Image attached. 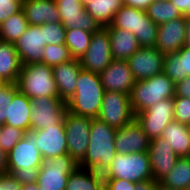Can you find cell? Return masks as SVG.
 Masks as SVG:
<instances>
[{
    "label": "cell",
    "mask_w": 190,
    "mask_h": 190,
    "mask_svg": "<svg viewBox=\"0 0 190 190\" xmlns=\"http://www.w3.org/2000/svg\"><path fill=\"white\" fill-rule=\"evenodd\" d=\"M155 190H176V189L167 187L166 185L162 184L161 182H157Z\"/></svg>",
    "instance_id": "51"
},
{
    "label": "cell",
    "mask_w": 190,
    "mask_h": 190,
    "mask_svg": "<svg viewBox=\"0 0 190 190\" xmlns=\"http://www.w3.org/2000/svg\"><path fill=\"white\" fill-rule=\"evenodd\" d=\"M80 2L85 7L87 4H89L90 2H92V0H80Z\"/></svg>",
    "instance_id": "53"
},
{
    "label": "cell",
    "mask_w": 190,
    "mask_h": 190,
    "mask_svg": "<svg viewBox=\"0 0 190 190\" xmlns=\"http://www.w3.org/2000/svg\"><path fill=\"white\" fill-rule=\"evenodd\" d=\"M186 28L185 15L159 25L155 47L164 55L177 53L185 44Z\"/></svg>",
    "instance_id": "19"
},
{
    "label": "cell",
    "mask_w": 190,
    "mask_h": 190,
    "mask_svg": "<svg viewBox=\"0 0 190 190\" xmlns=\"http://www.w3.org/2000/svg\"><path fill=\"white\" fill-rule=\"evenodd\" d=\"M30 107L31 99L20 92L14 83V97L9 104L8 116L4 125L19 128L25 132L30 131Z\"/></svg>",
    "instance_id": "25"
},
{
    "label": "cell",
    "mask_w": 190,
    "mask_h": 190,
    "mask_svg": "<svg viewBox=\"0 0 190 190\" xmlns=\"http://www.w3.org/2000/svg\"><path fill=\"white\" fill-rule=\"evenodd\" d=\"M7 173V154L0 147V174Z\"/></svg>",
    "instance_id": "48"
},
{
    "label": "cell",
    "mask_w": 190,
    "mask_h": 190,
    "mask_svg": "<svg viewBox=\"0 0 190 190\" xmlns=\"http://www.w3.org/2000/svg\"><path fill=\"white\" fill-rule=\"evenodd\" d=\"M8 84H9V83H8L6 80L0 78V91H1L2 89H4Z\"/></svg>",
    "instance_id": "52"
},
{
    "label": "cell",
    "mask_w": 190,
    "mask_h": 190,
    "mask_svg": "<svg viewBox=\"0 0 190 190\" xmlns=\"http://www.w3.org/2000/svg\"><path fill=\"white\" fill-rule=\"evenodd\" d=\"M94 180L98 190H108L112 175L110 166H105L100 162L94 164H78Z\"/></svg>",
    "instance_id": "34"
},
{
    "label": "cell",
    "mask_w": 190,
    "mask_h": 190,
    "mask_svg": "<svg viewBox=\"0 0 190 190\" xmlns=\"http://www.w3.org/2000/svg\"><path fill=\"white\" fill-rule=\"evenodd\" d=\"M23 0H0V24L22 10Z\"/></svg>",
    "instance_id": "41"
},
{
    "label": "cell",
    "mask_w": 190,
    "mask_h": 190,
    "mask_svg": "<svg viewBox=\"0 0 190 190\" xmlns=\"http://www.w3.org/2000/svg\"><path fill=\"white\" fill-rule=\"evenodd\" d=\"M36 148L43 158L68 154L65 126H50L36 131Z\"/></svg>",
    "instance_id": "21"
},
{
    "label": "cell",
    "mask_w": 190,
    "mask_h": 190,
    "mask_svg": "<svg viewBox=\"0 0 190 190\" xmlns=\"http://www.w3.org/2000/svg\"><path fill=\"white\" fill-rule=\"evenodd\" d=\"M24 180L13 174H0V190H21Z\"/></svg>",
    "instance_id": "42"
},
{
    "label": "cell",
    "mask_w": 190,
    "mask_h": 190,
    "mask_svg": "<svg viewBox=\"0 0 190 190\" xmlns=\"http://www.w3.org/2000/svg\"><path fill=\"white\" fill-rule=\"evenodd\" d=\"M165 55L156 47H140L127 61L136 81L163 72Z\"/></svg>",
    "instance_id": "16"
},
{
    "label": "cell",
    "mask_w": 190,
    "mask_h": 190,
    "mask_svg": "<svg viewBox=\"0 0 190 190\" xmlns=\"http://www.w3.org/2000/svg\"><path fill=\"white\" fill-rule=\"evenodd\" d=\"M36 131L25 132L24 137L7 154V173L32 180L42 164V155L36 148Z\"/></svg>",
    "instance_id": "2"
},
{
    "label": "cell",
    "mask_w": 190,
    "mask_h": 190,
    "mask_svg": "<svg viewBox=\"0 0 190 190\" xmlns=\"http://www.w3.org/2000/svg\"><path fill=\"white\" fill-rule=\"evenodd\" d=\"M146 13L148 17L158 26L183 16L170 0L152 2L147 8Z\"/></svg>",
    "instance_id": "33"
},
{
    "label": "cell",
    "mask_w": 190,
    "mask_h": 190,
    "mask_svg": "<svg viewBox=\"0 0 190 190\" xmlns=\"http://www.w3.org/2000/svg\"><path fill=\"white\" fill-rule=\"evenodd\" d=\"M29 26L23 10L10 16L0 24V40L15 43Z\"/></svg>",
    "instance_id": "31"
},
{
    "label": "cell",
    "mask_w": 190,
    "mask_h": 190,
    "mask_svg": "<svg viewBox=\"0 0 190 190\" xmlns=\"http://www.w3.org/2000/svg\"><path fill=\"white\" fill-rule=\"evenodd\" d=\"M44 24L29 25L27 30L14 43L22 65L41 63L44 56Z\"/></svg>",
    "instance_id": "15"
},
{
    "label": "cell",
    "mask_w": 190,
    "mask_h": 190,
    "mask_svg": "<svg viewBox=\"0 0 190 190\" xmlns=\"http://www.w3.org/2000/svg\"><path fill=\"white\" fill-rule=\"evenodd\" d=\"M66 29L61 23L44 24V42L50 45L65 44Z\"/></svg>",
    "instance_id": "38"
},
{
    "label": "cell",
    "mask_w": 190,
    "mask_h": 190,
    "mask_svg": "<svg viewBox=\"0 0 190 190\" xmlns=\"http://www.w3.org/2000/svg\"><path fill=\"white\" fill-rule=\"evenodd\" d=\"M175 95L190 98V76L176 83Z\"/></svg>",
    "instance_id": "43"
},
{
    "label": "cell",
    "mask_w": 190,
    "mask_h": 190,
    "mask_svg": "<svg viewBox=\"0 0 190 190\" xmlns=\"http://www.w3.org/2000/svg\"><path fill=\"white\" fill-rule=\"evenodd\" d=\"M25 131L9 125H2L0 135V147L6 152L9 151L24 137Z\"/></svg>",
    "instance_id": "37"
},
{
    "label": "cell",
    "mask_w": 190,
    "mask_h": 190,
    "mask_svg": "<svg viewBox=\"0 0 190 190\" xmlns=\"http://www.w3.org/2000/svg\"><path fill=\"white\" fill-rule=\"evenodd\" d=\"M104 28L109 33L113 59L128 60L140 48L137 37L132 32L114 28L111 24Z\"/></svg>",
    "instance_id": "24"
},
{
    "label": "cell",
    "mask_w": 190,
    "mask_h": 190,
    "mask_svg": "<svg viewBox=\"0 0 190 190\" xmlns=\"http://www.w3.org/2000/svg\"><path fill=\"white\" fill-rule=\"evenodd\" d=\"M91 123L92 119L89 117L75 115L68 111L64 114L68 155L78 164L87 152Z\"/></svg>",
    "instance_id": "10"
},
{
    "label": "cell",
    "mask_w": 190,
    "mask_h": 190,
    "mask_svg": "<svg viewBox=\"0 0 190 190\" xmlns=\"http://www.w3.org/2000/svg\"><path fill=\"white\" fill-rule=\"evenodd\" d=\"M149 143L150 139L135 119L130 124L116 130L115 147L117 153L147 152Z\"/></svg>",
    "instance_id": "20"
},
{
    "label": "cell",
    "mask_w": 190,
    "mask_h": 190,
    "mask_svg": "<svg viewBox=\"0 0 190 190\" xmlns=\"http://www.w3.org/2000/svg\"><path fill=\"white\" fill-rule=\"evenodd\" d=\"M162 1H167V0H153V2H162Z\"/></svg>",
    "instance_id": "54"
},
{
    "label": "cell",
    "mask_w": 190,
    "mask_h": 190,
    "mask_svg": "<svg viewBox=\"0 0 190 190\" xmlns=\"http://www.w3.org/2000/svg\"><path fill=\"white\" fill-rule=\"evenodd\" d=\"M1 131H2V125H0V135H1Z\"/></svg>",
    "instance_id": "55"
},
{
    "label": "cell",
    "mask_w": 190,
    "mask_h": 190,
    "mask_svg": "<svg viewBox=\"0 0 190 190\" xmlns=\"http://www.w3.org/2000/svg\"><path fill=\"white\" fill-rule=\"evenodd\" d=\"M21 62L14 43L0 40V78L16 83L21 71Z\"/></svg>",
    "instance_id": "28"
},
{
    "label": "cell",
    "mask_w": 190,
    "mask_h": 190,
    "mask_svg": "<svg viewBox=\"0 0 190 190\" xmlns=\"http://www.w3.org/2000/svg\"><path fill=\"white\" fill-rule=\"evenodd\" d=\"M163 72L175 84L190 76V47L184 45L177 53L165 54Z\"/></svg>",
    "instance_id": "26"
},
{
    "label": "cell",
    "mask_w": 190,
    "mask_h": 190,
    "mask_svg": "<svg viewBox=\"0 0 190 190\" xmlns=\"http://www.w3.org/2000/svg\"><path fill=\"white\" fill-rule=\"evenodd\" d=\"M156 183L153 179L137 182L135 186H130V190H155Z\"/></svg>",
    "instance_id": "47"
},
{
    "label": "cell",
    "mask_w": 190,
    "mask_h": 190,
    "mask_svg": "<svg viewBox=\"0 0 190 190\" xmlns=\"http://www.w3.org/2000/svg\"><path fill=\"white\" fill-rule=\"evenodd\" d=\"M174 121L190 124V98L174 96Z\"/></svg>",
    "instance_id": "39"
},
{
    "label": "cell",
    "mask_w": 190,
    "mask_h": 190,
    "mask_svg": "<svg viewBox=\"0 0 190 190\" xmlns=\"http://www.w3.org/2000/svg\"><path fill=\"white\" fill-rule=\"evenodd\" d=\"M136 183L122 180V179H111L108 190H130V186H135Z\"/></svg>",
    "instance_id": "44"
},
{
    "label": "cell",
    "mask_w": 190,
    "mask_h": 190,
    "mask_svg": "<svg viewBox=\"0 0 190 190\" xmlns=\"http://www.w3.org/2000/svg\"><path fill=\"white\" fill-rule=\"evenodd\" d=\"M112 60L109 33L101 27L93 33L88 49L79 59L80 65L82 69L99 74L109 66Z\"/></svg>",
    "instance_id": "13"
},
{
    "label": "cell",
    "mask_w": 190,
    "mask_h": 190,
    "mask_svg": "<svg viewBox=\"0 0 190 190\" xmlns=\"http://www.w3.org/2000/svg\"><path fill=\"white\" fill-rule=\"evenodd\" d=\"M78 168V163L68 154L42 158L41 167L33 181L41 190H66L69 175Z\"/></svg>",
    "instance_id": "7"
},
{
    "label": "cell",
    "mask_w": 190,
    "mask_h": 190,
    "mask_svg": "<svg viewBox=\"0 0 190 190\" xmlns=\"http://www.w3.org/2000/svg\"><path fill=\"white\" fill-rule=\"evenodd\" d=\"M135 120L150 140L161 137L166 126L174 121V98L161 100L135 114Z\"/></svg>",
    "instance_id": "12"
},
{
    "label": "cell",
    "mask_w": 190,
    "mask_h": 190,
    "mask_svg": "<svg viewBox=\"0 0 190 190\" xmlns=\"http://www.w3.org/2000/svg\"><path fill=\"white\" fill-rule=\"evenodd\" d=\"M182 15L190 16V0H170Z\"/></svg>",
    "instance_id": "46"
},
{
    "label": "cell",
    "mask_w": 190,
    "mask_h": 190,
    "mask_svg": "<svg viewBox=\"0 0 190 190\" xmlns=\"http://www.w3.org/2000/svg\"><path fill=\"white\" fill-rule=\"evenodd\" d=\"M99 76L105 91L130 95L136 83L127 60L113 59L109 66L99 73Z\"/></svg>",
    "instance_id": "17"
},
{
    "label": "cell",
    "mask_w": 190,
    "mask_h": 190,
    "mask_svg": "<svg viewBox=\"0 0 190 190\" xmlns=\"http://www.w3.org/2000/svg\"><path fill=\"white\" fill-rule=\"evenodd\" d=\"M123 6V0H92L85 10L94 17L101 27L110 25L117 11Z\"/></svg>",
    "instance_id": "29"
},
{
    "label": "cell",
    "mask_w": 190,
    "mask_h": 190,
    "mask_svg": "<svg viewBox=\"0 0 190 190\" xmlns=\"http://www.w3.org/2000/svg\"><path fill=\"white\" fill-rule=\"evenodd\" d=\"M161 137L170 144L178 157H190V134L187 124L172 121L163 130Z\"/></svg>",
    "instance_id": "27"
},
{
    "label": "cell",
    "mask_w": 190,
    "mask_h": 190,
    "mask_svg": "<svg viewBox=\"0 0 190 190\" xmlns=\"http://www.w3.org/2000/svg\"><path fill=\"white\" fill-rule=\"evenodd\" d=\"M160 182L176 190H187L190 184V157H179L174 168Z\"/></svg>",
    "instance_id": "30"
},
{
    "label": "cell",
    "mask_w": 190,
    "mask_h": 190,
    "mask_svg": "<svg viewBox=\"0 0 190 190\" xmlns=\"http://www.w3.org/2000/svg\"><path fill=\"white\" fill-rule=\"evenodd\" d=\"M22 10L29 25L39 26L45 23H61L55 0H23Z\"/></svg>",
    "instance_id": "23"
},
{
    "label": "cell",
    "mask_w": 190,
    "mask_h": 190,
    "mask_svg": "<svg viewBox=\"0 0 190 190\" xmlns=\"http://www.w3.org/2000/svg\"><path fill=\"white\" fill-rule=\"evenodd\" d=\"M14 97V84L9 83L0 91V125H4L8 116L9 104Z\"/></svg>",
    "instance_id": "40"
},
{
    "label": "cell",
    "mask_w": 190,
    "mask_h": 190,
    "mask_svg": "<svg viewBox=\"0 0 190 190\" xmlns=\"http://www.w3.org/2000/svg\"><path fill=\"white\" fill-rule=\"evenodd\" d=\"M105 90L98 73L81 69L75 94L67 101V111L91 119L97 118Z\"/></svg>",
    "instance_id": "1"
},
{
    "label": "cell",
    "mask_w": 190,
    "mask_h": 190,
    "mask_svg": "<svg viewBox=\"0 0 190 190\" xmlns=\"http://www.w3.org/2000/svg\"><path fill=\"white\" fill-rule=\"evenodd\" d=\"M16 85L18 90L29 99L44 96L58 97L53 68L46 64L32 63L22 65Z\"/></svg>",
    "instance_id": "4"
},
{
    "label": "cell",
    "mask_w": 190,
    "mask_h": 190,
    "mask_svg": "<svg viewBox=\"0 0 190 190\" xmlns=\"http://www.w3.org/2000/svg\"><path fill=\"white\" fill-rule=\"evenodd\" d=\"M111 25L114 28L132 32L137 37L140 47H155L156 45L158 25L144 10L123 5L116 12Z\"/></svg>",
    "instance_id": "5"
},
{
    "label": "cell",
    "mask_w": 190,
    "mask_h": 190,
    "mask_svg": "<svg viewBox=\"0 0 190 190\" xmlns=\"http://www.w3.org/2000/svg\"><path fill=\"white\" fill-rule=\"evenodd\" d=\"M176 84L162 72L151 78L136 81L129 95L135 114L148 109L161 100L175 96Z\"/></svg>",
    "instance_id": "3"
},
{
    "label": "cell",
    "mask_w": 190,
    "mask_h": 190,
    "mask_svg": "<svg viewBox=\"0 0 190 190\" xmlns=\"http://www.w3.org/2000/svg\"><path fill=\"white\" fill-rule=\"evenodd\" d=\"M67 103L60 97H38L31 99L30 130H43L50 126H64Z\"/></svg>",
    "instance_id": "9"
},
{
    "label": "cell",
    "mask_w": 190,
    "mask_h": 190,
    "mask_svg": "<svg viewBox=\"0 0 190 190\" xmlns=\"http://www.w3.org/2000/svg\"><path fill=\"white\" fill-rule=\"evenodd\" d=\"M97 118L116 129L130 124L135 119V115L131 108L129 95L105 91Z\"/></svg>",
    "instance_id": "11"
},
{
    "label": "cell",
    "mask_w": 190,
    "mask_h": 190,
    "mask_svg": "<svg viewBox=\"0 0 190 190\" xmlns=\"http://www.w3.org/2000/svg\"><path fill=\"white\" fill-rule=\"evenodd\" d=\"M44 56L42 59V64L48 66H55L61 63H65L73 59L70 55L69 49L65 44L50 45L47 44L44 47Z\"/></svg>",
    "instance_id": "35"
},
{
    "label": "cell",
    "mask_w": 190,
    "mask_h": 190,
    "mask_svg": "<svg viewBox=\"0 0 190 190\" xmlns=\"http://www.w3.org/2000/svg\"><path fill=\"white\" fill-rule=\"evenodd\" d=\"M93 33L82 29H66L65 45L73 59H80L85 54Z\"/></svg>",
    "instance_id": "32"
},
{
    "label": "cell",
    "mask_w": 190,
    "mask_h": 190,
    "mask_svg": "<svg viewBox=\"0 0 190 190\" xmlns=\"http://www.w3.org/2000/svg\"><path fill=\"white\" fill-rule=\"evenodd\" d=\"M66 190H98L94 180L78 167L68 177Z\"/></svg>",
    "instance_id": "36"
},
{
    "label": "cell",
    "mask_w": 190,
    "mask_h": 190,
    "mask_svg": "<svg viewBox=\"0 0 190 190\" xmlns=\"http://www.w3.org/2000/svg\"><path fill=\"white\" fill-rule=\"evenodd\" d=\"M153 0H123V5L146 11Z\"/></svg>",
    "instance_id": "45"
},
{
    "label": "cell",
    "mask_w": 190,
    "mask_h": 190,
    "mask_svg": "<svg viewBox=\"0 0 190 190\" xmlns=\"http://www.w3.org/2000/svg\"><path fill=\"white\" fill-rule=\"evenodd\" d=\"M184 45L190 47V16L187 17L186 38Z\"/></svg>",
    "instance_id": "50"
},
{
    "label": "cell",
    "mask_w": 190,
    "mask_h": 190,
    "mask_svg": "<svg viewBox=\"0 0 190 190\" xmlns=\"http://www.w3.org/2000/svg\"><path fill=\"white\" fill-rule=\"evenodd\" d=\"M21 190H41L39 186L32 180H24Z\"/></svg>",
    "instance_id": "49"
},
{
    "label": "cell",
    "mask_w": 190,
    "mask_h": 190,
    "mask_svg": "<svg viewBox=\"0 0 190 190\" xmlns=\"http://www.w3.org/2000/svg\"><path fill=\"white\" fill-rule=\"evenodd\" d=\"M112 179L134 183L153 179L148 152L117 153L110 165Z\"/></svg>",
    "instance_id": "8"
},
{
    "label": "cell",
    "mask_w": 190,
    "mask_h": 190,
    "mask_svg": "<svg viewBox=\"0 0 190 190\" xmlns=\"http://www.w3.org/2000/svg\"><path fill=\"white\" fill-rule=\"evenodd\" d=\"M116 130L98 118L92 119L87 152L79 164L100 162L105 166H110L117 154L115 147Z\"/></svg>",
    "instance_id": "6"
},
{
    "label": "cell",
    "mask_w": 190,
    "mask_h": 190,
    "mask_svg": "<svg viewBox=\"0 0 190 190\" xmlns=\"http://www.w3.org/2000/svg\"><path fill=\"white\" fill-rule=\"evenodd\" d=\"M147 152L151 163L153 180L156 182L162 181L179 159L163 137L150 140Z\"/></svg>",
    "instance_id": "18"
},
{
    "label": "cell",
    "mask_w": 190,
    "mask_h": 190,
    "mask_svg": "<svg viewBox=\"0 0 190 190\" xmlns=\"http://www.w3.org/2000/svg\"><path fill=\"white\" fill-rule=\"evenodd\" d=\"M61 24L65 29H82L97 32L101 26L82 5L80 0H55Z\"/></svg>",
    "instance_id": "14"
},
{
    "label": "cell",
    "mask_w": 190,
    "mask_h": 190,
    "mask_svg": "<svg viewBox=\"0 0 190 190\" xmlns=\"http://www.w3.org/2000/svg\"><path fill=\"white\" fill-rule=\"evenodd\" d=\"M52 68L58 97L67 102L75 94L78 74L82 69L80 61L79 59H71Z\"/></svg>",
    "instance_id": "22"
}]
</instances>
